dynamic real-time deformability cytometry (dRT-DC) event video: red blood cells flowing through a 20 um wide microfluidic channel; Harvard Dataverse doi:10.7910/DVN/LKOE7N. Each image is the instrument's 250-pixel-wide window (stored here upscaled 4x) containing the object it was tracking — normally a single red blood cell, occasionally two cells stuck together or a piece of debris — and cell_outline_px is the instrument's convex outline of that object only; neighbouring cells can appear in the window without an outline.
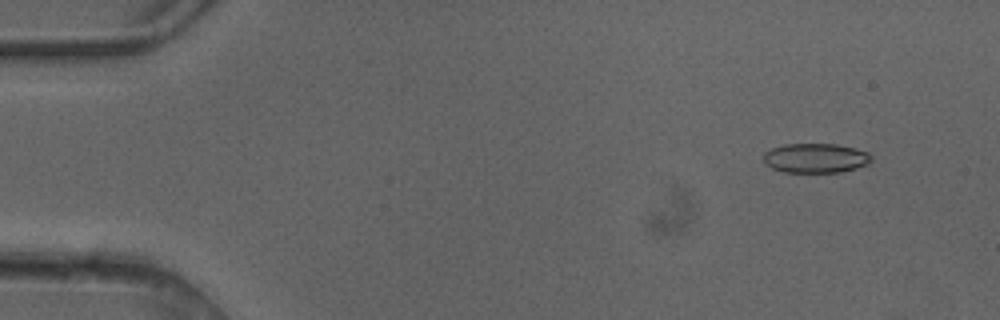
{"species": "common noctule bat (a hibernating species)", "species_latin": "Nyctalus noctula", "temperature_condition": "cold", "stored_images_in_passage": 4, "camera_frame_rate_fps": 3000, "um_per_image_px": 0.085, "animal": {"sex": "female"}, "frame": {"image": 1, "passage_image": 2, "time_ms": 0.333, "image_size_px": [1000, 320], "cell_outline_px": [[872, 160], [868, 164], [856, 168], [840, 172], [784, 172], [772, 168], [764, 164], [764, 152], [772, 148], [784, 144], [836, 144], [856, 148], [868, 152], [872, 156]], "centroid_in_image_um": [69.33, 13.43], "position_along_channel_um": 15.7, "area_um2": 18.67}}